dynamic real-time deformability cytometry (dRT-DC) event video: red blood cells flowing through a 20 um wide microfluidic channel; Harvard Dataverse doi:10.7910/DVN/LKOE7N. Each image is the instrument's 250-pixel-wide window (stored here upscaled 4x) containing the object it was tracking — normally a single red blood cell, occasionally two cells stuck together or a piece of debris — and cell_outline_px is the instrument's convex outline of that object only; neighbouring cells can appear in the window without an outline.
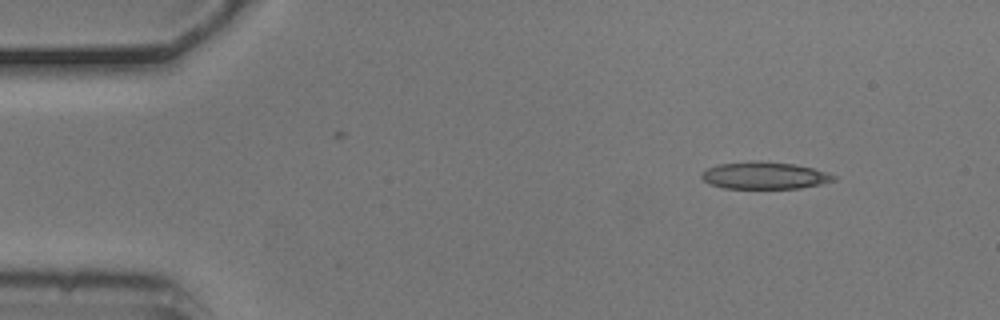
{"species": "common noctule bat (a hibernating species)", "species_latin": "Nyctalus noctula", "temperature_condition": "cold", "stored_images_in_passage": 3, "camera_frame_rate_fps": 3000, "um_per_image_px": 0.085, "animal": {"sex": "male", "body_mass_g": 20.5, "forearm_length_mm": 52.5}, "frame": {"image": 1, "passage_image": 1, "time_ms": 0.0, "image_size_px": [1000, 320], "cell_outline_px": [[836, 180], [820, 184], [800, 188], [724, 188], [708, 184], [700, 176], [700, 172], [708, 168], [720, 164], [756, 160], [796, 164], [812, 168], [836, 176]], "centroid_in_image_um": [64.95, 14.91], "position_along_channel_um": 20.1, "area_um2": 20.87}}
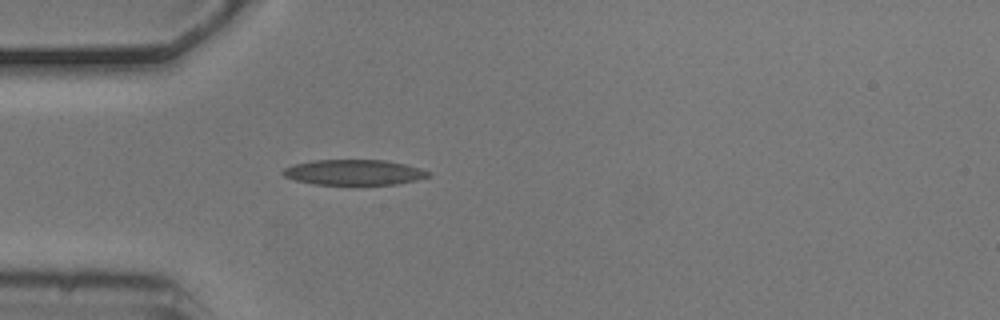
{"frame": {"image": 2, "passage_image": 3, "time_ms": 0.667, "image_size_px": [1000, 320], "cell_outline_px": [[432, 176], [416, 180], [396, 184], [316, 184], [296, 180], [284, 176], [280, 172], [284, 168], [292, 164], [312, 160], [384, 160], [404, 164], [420, 168], [432, 172]], "centroid_in_image_um": [30.09, 14.64], "position_along_channel_um": 54.9, "area_um2": 21.5}}